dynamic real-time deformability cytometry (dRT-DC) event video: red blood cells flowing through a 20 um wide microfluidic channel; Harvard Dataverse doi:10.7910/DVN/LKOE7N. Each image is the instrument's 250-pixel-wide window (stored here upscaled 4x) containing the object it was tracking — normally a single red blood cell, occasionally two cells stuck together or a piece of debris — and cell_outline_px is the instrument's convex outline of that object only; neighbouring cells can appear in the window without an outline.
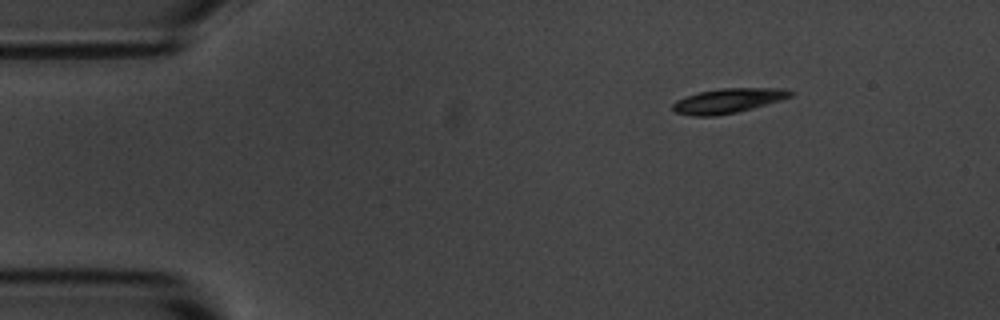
{"species": "common noctule bat (a hibernating species)", "species_latin": "Nyctalus noctula", "temperature_condition": "room temperature", "stored_images_in_passage": 6, "camera_frame_rate_fps": 3000, "um_per_image_px": 0.085, "animal": {"sex": "male", "body_mass_g": 20.1, "forearm_length_mm": 53.5}, "frame": {"image": 1, "passage_image": 1, "time_ms": 0.0, "image_size_px": [1000, 320], "cell_outline_px": [[792, 96], [780, 100], [752, 108], [736, 112], [716, 116], [692, 116], [676, 112], [672, 108], [672, 104], [676, 100], [700, 92], [720, 88], [784, 88], [792, 92]], "centroid_in_image_um": [61.87, 8.56], "position_along_channel_um": 23.1, "area_um2": 16.7}}
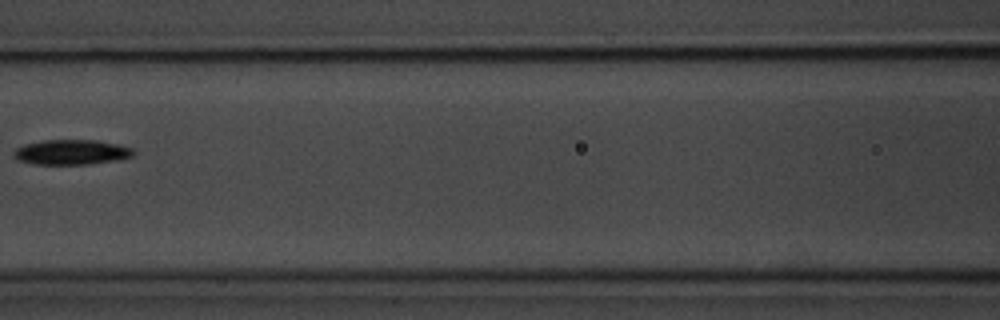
{"frame": {"image": 2, "passage_image": 5, "time_ms": 5.667, "image_size_px": [1000, 320], "cell_outline_px": [[136, 152], [132, 156], [116, 160], [88, 164], [36, 164], [16, 160], [12, 156], [12, 152], [16, 148], [24, 144], [40, 140], [96, 140], [116, 144], [132, 148]], "centroid_in_image_um": [6.01, 12.93], "position_along_channel_um": 160.6, "area_um2": 17.51}}
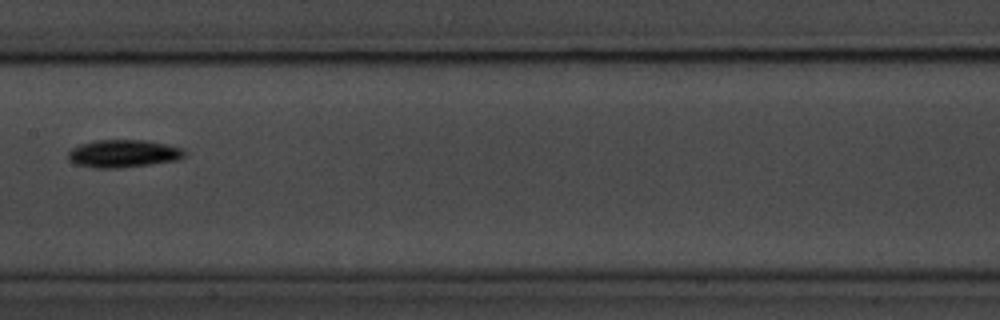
{"frame": {"image": 3, "passage_image": 6, "time_ms": 6.667, "image_size_px": [1000, 320], "cell_outline_px": [[184, 156], [176, 160], [120, 168], [96, 168], [76, 164], [68, 160], [68, 152], [72, 148], [80, 144], [92, 140], [148, 140], [168, 144], [180, 148], [184, 152]], "centroid_in_image_um": [10.43, 13.04], "position_along_channel_um": 197.0, "area_um2": 18.73}}